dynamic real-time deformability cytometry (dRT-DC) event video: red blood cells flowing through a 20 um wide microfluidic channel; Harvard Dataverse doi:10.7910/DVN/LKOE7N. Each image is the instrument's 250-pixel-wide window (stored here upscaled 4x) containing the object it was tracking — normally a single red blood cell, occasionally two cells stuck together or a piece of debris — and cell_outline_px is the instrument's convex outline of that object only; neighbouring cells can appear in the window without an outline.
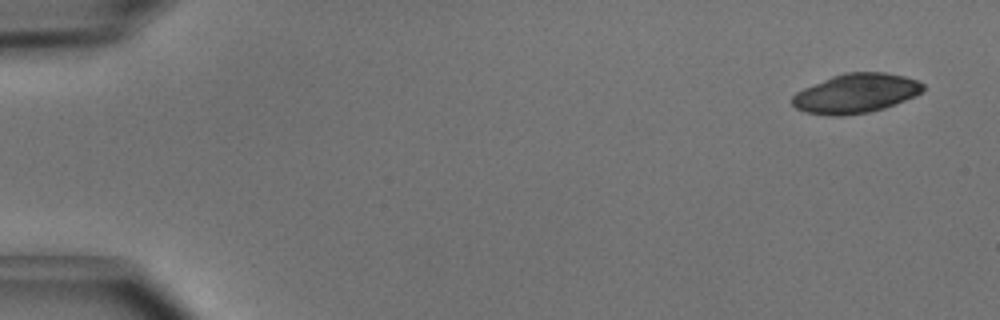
{"species": "common noctule bat (a hibernating species)", "species_latin": "Nyctalus noctula", "temperature_condition": "cold", "stored_images_in_passage": 3, "camera_frame_rate_fps": 3000, "um_per_image_px": 0.085, "animal": {"sex": "male", "body_mass_g": 15.6}, "frame": {"image": 1, "passage_image": 1, "time_ms": 0.0, "image_size_px": [1000, 320], "cell_outline_px": [[924, 88], [916, 96], [884, 108], [868, 112], [840, 116], [832, 116], [804, 112], [796, 108], [792, 104], [792, 96], [796, 92], [804, 88], [832, 76], [844, 72], [884, 72], [904, 76], [916, 80], [924, 84]], "centroid_in_image_um": [72.73, 7.94], "position_along_channel_um": 12.3, "area_um2": 29.94}}